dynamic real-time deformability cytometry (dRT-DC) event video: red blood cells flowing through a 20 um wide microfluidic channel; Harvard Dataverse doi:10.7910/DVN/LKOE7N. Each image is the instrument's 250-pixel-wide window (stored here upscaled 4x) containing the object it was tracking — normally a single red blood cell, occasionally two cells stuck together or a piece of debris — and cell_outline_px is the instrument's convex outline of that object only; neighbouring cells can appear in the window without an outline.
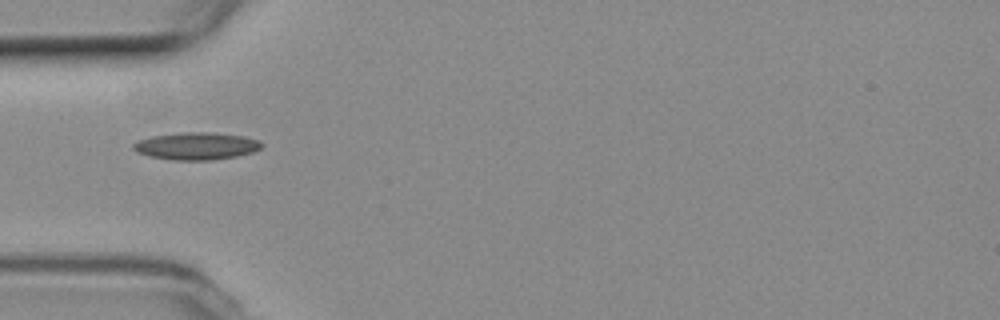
{"species": "common noctule bat (a hibernating species)", "species_latin": "Nyctalus noctula", "temperature_condition": "room temperature", "stored_images_in_passage": 38, "camera_frame_rate_fps": 3000, "um_per_image_px": 0.085, "animal": {"sex": "female", "body_mass_g": 19.3, "forearm_length_mm": 54.1}, "frame": {"image": 1, "passage_image": 1, "time_ms": 0.0, "image_size_px": [1000, 320], "cell_outline_px": [[264, 144], [260, 148], [252, 152], [236, 156], [212, 160], [172, 160], [148, 156], [136, 152], [132, 148], [132, 144], [136, 140], [152, 136], [184, 132], [212, 132], [244, 136], [260, 140]], "centroid_in_image_um": [16.67, 12.41], "position_along_channel_um": 68.3, "area_um2": 20.63}}
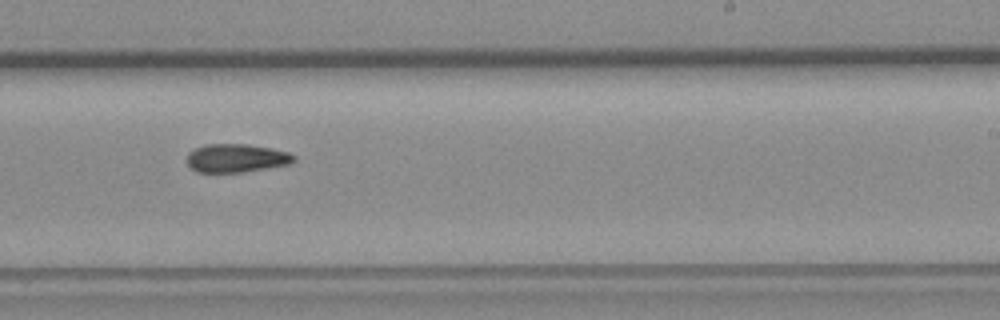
{"frame": {"image": 2, "passage_image": 17, "time_ms": 5.333, "image_size_px": [1000, 320], "cell_outline_px": [[296, 160], [292, 164], [244, 172], [196, 172], [188, 164], [188, 152], [204, 144], [248, 144], [272, 148], [288, 152], [296, 156]], "centroid_in_image_um": [20.13, 13.44], "position_along_channel_um": 268.9, "area_um2": 17.86}}
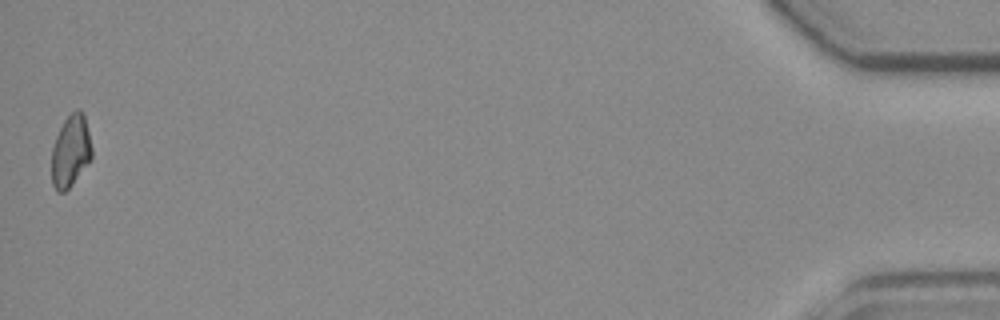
{"frame": {"image": 3, "passage_image": 38, "time_ms": 12.333, "image_size_px": [1000, 320], "cell_outline_px": [[92, 156], [68, 188], [64, 192], [56, 192], [52, 184], [52, 148], [56, 136], [64, 120], [76, 108], [80, 108], [84, 112], [92, 148]], "centroid_in_image_um": [6.0, 12.79], "position_along_channel_um": 429.2, "area_um2": 16.65}}